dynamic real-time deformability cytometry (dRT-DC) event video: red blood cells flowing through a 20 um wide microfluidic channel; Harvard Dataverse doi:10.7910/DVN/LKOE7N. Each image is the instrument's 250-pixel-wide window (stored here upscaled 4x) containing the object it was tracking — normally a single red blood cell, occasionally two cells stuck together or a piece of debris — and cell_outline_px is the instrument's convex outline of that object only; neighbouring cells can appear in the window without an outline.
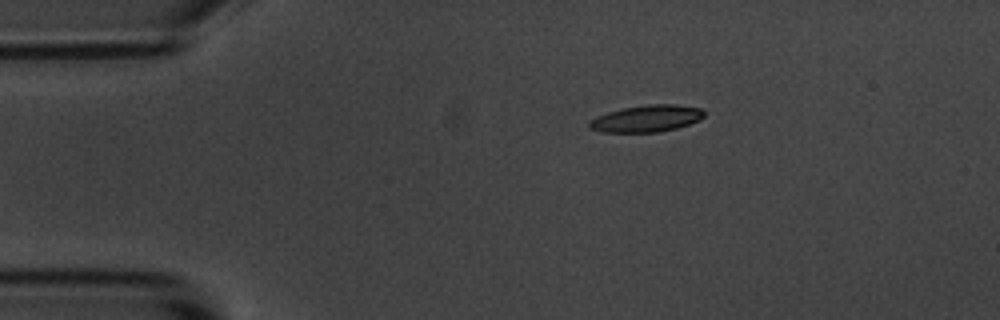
{"species": "common noctule bat (a hibernating species)", "species_latin": "Nyctalus noctula", "temperature_condition": "room temperature", "stored_images_in_passage": 46, "camera_frame_rate_fps": 3000, "um_per_image_px": 0.085, "animal": {"sex": "male", "body_mass_g": 20.1, "forearm_length_mm": 53.5}, "frame": {"image": 1, "passage_image": 1, "time_ms": 0.0, "image_size_px": [1000, 320], "cell_outline_px": [[704, 116], [700, 120], [676, 128], [656, 132], [604, 132], [588, 128], [588, 120], [596, 116], [608, 112], [624, 108], [648, 104], [676, 104], [700, 108], [704, 112]], "centroid_in_image_um": [54.93, 10.07], "position_along_channel_um": 30.1, "area_um2": 17.92}}
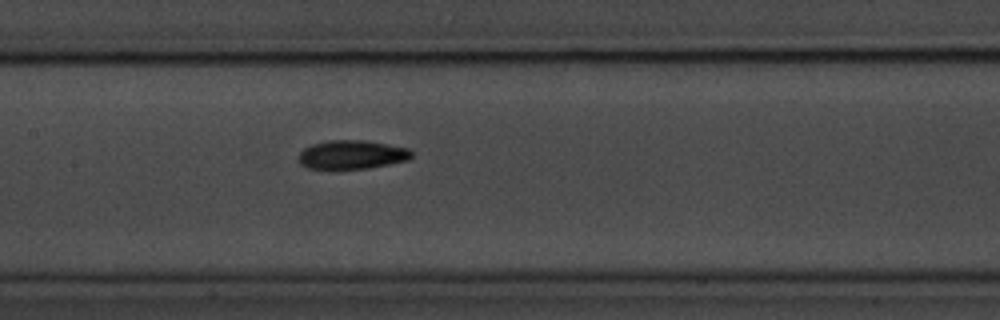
{"frame": {"image": 2, "passage_image": 17, "time_ms": 5.333, "image_size_px": [1000, 320], "cell_outline_px": [[412, 156], [408, 160], [368, 168], [308, 168], [300, 164], [296, 156], [304, 148], [312, 144], [328, 140], [364, 140], [408, 148], [412, 152]], "centroid_in_image_um": [29.87, 13.13], "position_along_channel_um": 177.5, "area_um2": 18.84}}
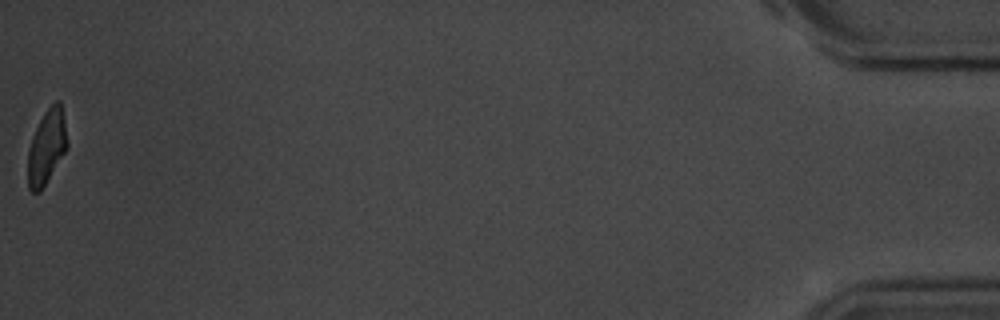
{"frame": {"image": 3, "passage_image": 46, "time_ms": 15.0, "image_size_px": [1000, 320], "cell_outline_px": [[68, 144], [64, 152], [40, 192], [32, 192], [28, 188], [28, 148], [32, 136], [44, 112], [56, 100], [60, 100], [64, 120]], "centroid_in_image_um": [3.95, 12.47], "position_along_channel_um": 431.3, "area_um2": 16.76}, "authors_computed_cell_mechanics": {"area_um2": 18.5249, "velocity_mm_per_s": 3.6556, "shape_relaxation_time_tau1_ms": 2.8198, "shape_relaxation_time_tau2_ms": 5.5608, "deformation_change_tau1": 0.1253, "deformation_change_tau2": 0.1176}}